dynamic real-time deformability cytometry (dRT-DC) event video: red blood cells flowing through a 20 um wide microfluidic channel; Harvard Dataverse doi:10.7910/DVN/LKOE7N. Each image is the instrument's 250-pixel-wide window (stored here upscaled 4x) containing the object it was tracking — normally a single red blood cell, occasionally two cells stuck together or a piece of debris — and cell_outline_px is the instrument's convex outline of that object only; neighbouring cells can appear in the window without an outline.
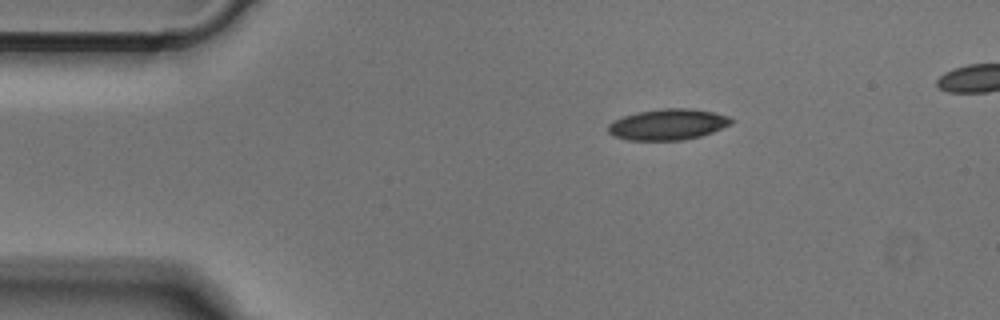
{"species": "Egyptian fruit bat (a non-hibernating species)", "species_latin": "Rousettus aegyptiacus", "temperature_condition": "cold", "stored_images_in_passage": 41, "camera_frame_rate_fps": 3000, "um_per_image_px": 0.085, "animal": {"sex": "male"}, "frame": {"image": 1, "passage_image": 1, "time_ms": 0.0, "image_size_px": [1000, 320], "cell_outline_px": [[736, 120], [732, 124], [712, 132], [700, 136], [684, 140], [628, 140], [612, 136], [608, 132], [608, 124], [624, 116], [636, 112], [664, 108], [692, 108], [712, 112], [728, 116]], "centroid_in_image_um": [56.79, 10.58], "position_along_channel_um": 28.2, "area_um2": 22.31}}
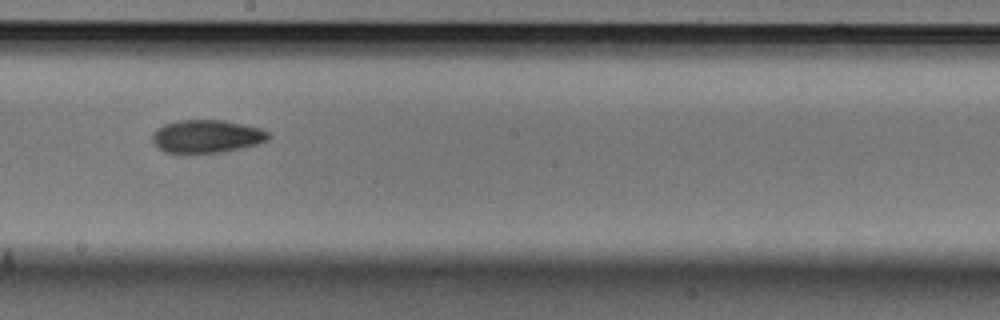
{"frame": {"image": 2, "passage_image": 20, "time_ms": 6.333, "image_size_px": [1000, 320], "cell_outline_px": [[272, 136], [268, 140], [256, 144], [224, 152], [164, 152], [156, 148], [152, 140], [152, 132], [156, 128], [164, 124], [180, 120], [224, 120], [260, 128], [268, 132]], "centroid_in_image_um": [17.54, 11.58], "position_along_channel_um": 230.7, "area_um2": 22.31}}
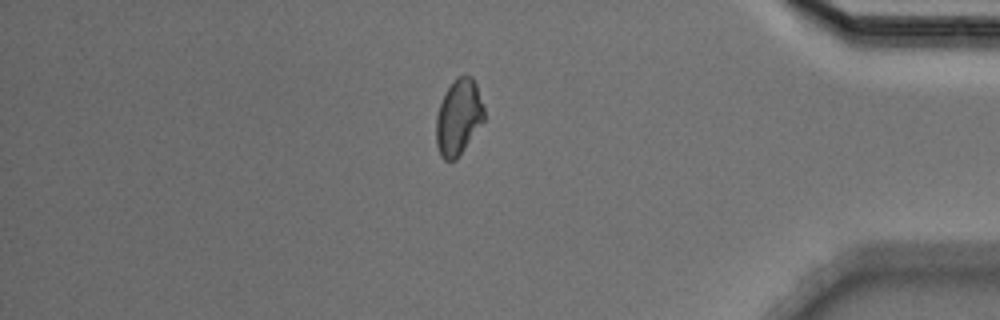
{"frame": {"image": 3, "passage_image": 35, "time_ms": 11.333, "image_size_px": [1000, 320], "cell_outline_px": [[484, 120], [456, 160], [444, 160], [440, 156], [436, 144], [436, 116], [440, 104], [452, 80], [456, 76], [472, 76], [476, 84], [484, 108]], "centroid_in_image_um": [38.96, 9.96], "position_along_channel_um": 396.2, "area_um2": 21.04}}